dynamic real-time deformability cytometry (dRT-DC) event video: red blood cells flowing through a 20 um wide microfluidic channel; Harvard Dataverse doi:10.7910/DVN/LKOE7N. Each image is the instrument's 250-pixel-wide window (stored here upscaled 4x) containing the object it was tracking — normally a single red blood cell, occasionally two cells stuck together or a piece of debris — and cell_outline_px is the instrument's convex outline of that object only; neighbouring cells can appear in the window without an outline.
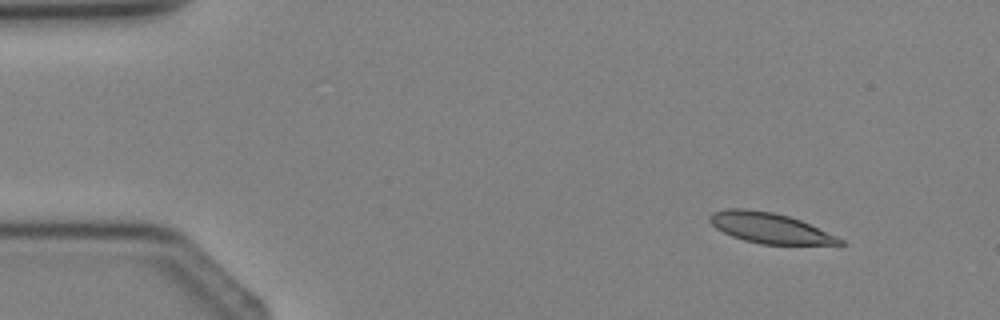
{"species": "Egyptian fruit bat (a non-hibernating species)", "species_latin": "Rousettus aegyptiacus", "temperature_condition": "cold", "stored_images_in_passage": 3, "camera_frame_rate_fps": 3000, "um_per_image_px": 0.085, "animal": {"sex": "female"}, "frame": {"image": 1, "passage_image": 1, "time_ms": 0.0, "image_size_px": [1000, 320], "cell_outline_px": [[848, 244], [760, 244], [744, 240], [732, 236], [716, 228], [708, 220], [708, 216], [712, 212], [728, 208], [744, 208], [772, 212], [788, 216], [800, 220], [836, 236], [844, 240]], "centroid_in_image_um": [65.39, 19.37], "position_along_channel_um": 19.6, "area_um2": 22.83}}